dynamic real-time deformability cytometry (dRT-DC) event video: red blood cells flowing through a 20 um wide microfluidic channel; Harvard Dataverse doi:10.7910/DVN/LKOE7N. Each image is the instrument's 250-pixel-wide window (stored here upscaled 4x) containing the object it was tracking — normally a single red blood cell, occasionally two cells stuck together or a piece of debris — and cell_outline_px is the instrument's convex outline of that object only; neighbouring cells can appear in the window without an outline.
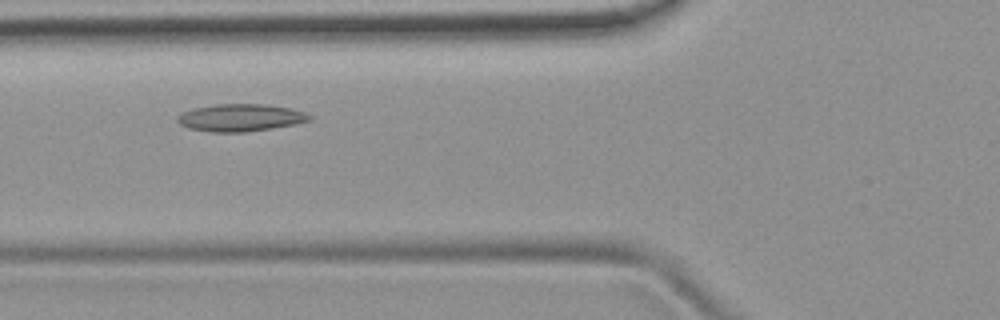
{"species": "common noctule bat (a hibernating species)", "species_latin": "Nyctalus noctula", "temperature_condition": "room temperature", "stored_images_in_passage": 44, "camera_frame_rate_fps": 3000, "um_per_image_px": 0.085, "animal": {"sex": "female", "body_mass_g": 19.9}, "frame": {"image": 1, "passage_image": 12, "time_ms": 3.667, "image_size_px": [1000, 320], "cell_outline_px": [[312, 120], [296, 124], [272, 128], [244, 132], [212, 132], [188, 128], [180, 124], [176, 120], [176, 116], [180, 112], [192, 108], [216, 104], [264, 104], [292, 108], [304, 112], [312, 116]], "centroid_in_image_um": [20.42, 9.99], "position_along_channel_um": 105.4, "area_um2": 21.27}}
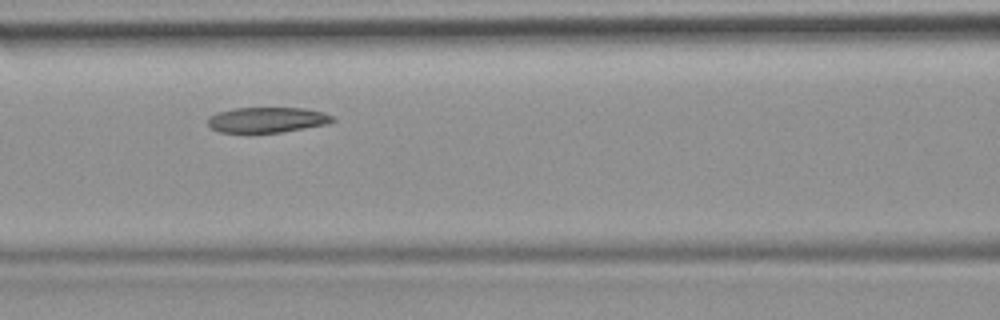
{"frame": {"image": 2, "passage_image": 15, "time_ms": 4.667, "image_size_px": [1000, 320], "cell_outline_px": [[336, 120], [328, 124], [280, 132], [220, 132], [212, 128], [208, 124], [208, 120], [216, 112], [232, 108], [304, 108], [324, 112], [336, 116]], "centroid_in_image_um": [22.77, 10.17], "position_along_channel_um": 143.8, "area_um2": 18.44}}
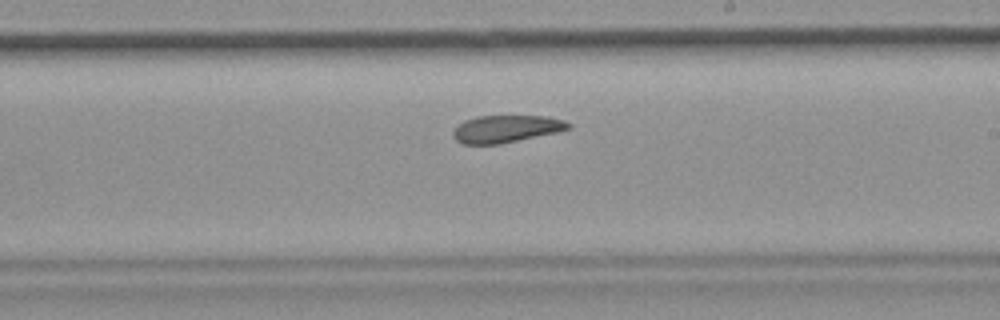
{"frame": {"image": 3, "passage_image": 23, "time_ms": 7.333, "image_size_px": [1000, 320], "cell_outline_px": [[572, 128], [556, 132], [500, 144], [464, 144], [456, 140], [452, 136], [452, 132], [464, 120], [476, 116], [548, 116], [564, 120], [572, 124]], "centroid_in_image_um": [43.03, 10.94], "position_along_channel_um": 246.0, "area_um2": 18.32}, "authors_computed_cell_mechanics": {"area_um2": 20.0277, "velocity_mm_per_s": 3.8512, "shape_relaxation_time_tau1_ms": 11.0949, "shape_relaxation_time_tau2_ms": null, "deformation_change_tau1": 0.1458, "deformation_change_tau2": null}}